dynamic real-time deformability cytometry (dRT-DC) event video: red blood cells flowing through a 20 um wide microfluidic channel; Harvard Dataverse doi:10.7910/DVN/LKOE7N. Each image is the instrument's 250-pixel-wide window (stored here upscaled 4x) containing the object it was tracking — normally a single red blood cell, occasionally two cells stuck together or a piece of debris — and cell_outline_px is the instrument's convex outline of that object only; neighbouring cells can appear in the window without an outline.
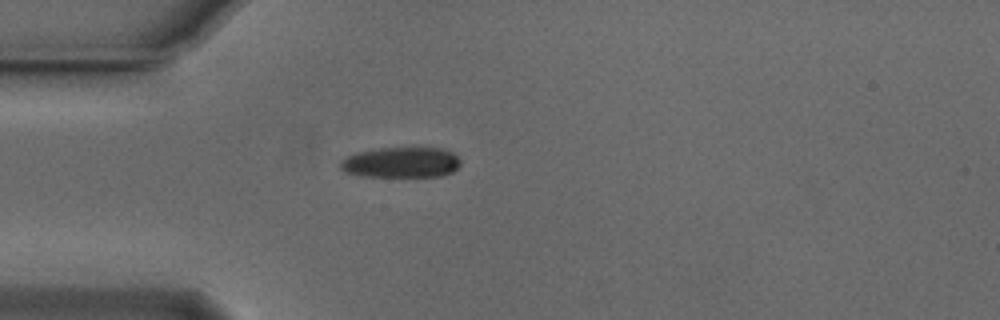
{"species": "Egyptian fruit bat (a non-hibernating species)", "species_latin": "Rousettus aegyptiacus", "temperature_condition": "cold", "stored_images_in_passage": 29, "camera_frame_rate_fps": 3000, "um_per_image_px": 0.085, "animal": {"sex": "male"}, "frame": {"image": 1, "passage_image": 1, "time_ms": 0.0, "image_size_px": [1000, 320], "cell_outline_px": [[460, 164], [452, 172], [440, 176], [364, 176], [344, 172], [340, 168], [340, 164], [348, 156], [356, 152], [380, 148], [444, 148], [452, 152], [460, 160]], "centroid_in_image_um": [34.11, 13.8], "position_along_channel_um": 50.9, "area_um2": 21.21}}
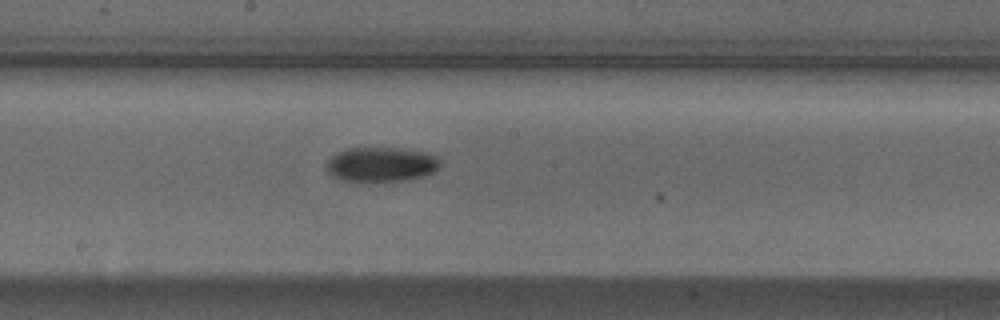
{"frame": {"image": 2, "passage_image": 15, "time_ms": 4.667, "image_size_px": [1000, 320], "cell_outline_px": [[440, 164], [432, 172], [424, 176], [404, 180], [340, 180], [332, 176], [328, 172], [328, 160], [336, 152], [348, 148], [396, 148], [432, 152], [440, 160]], "centroid_in_image_um": [32.42, 13.95], "position_along_channel_um": 215.8, "area_um2": 22.66}}
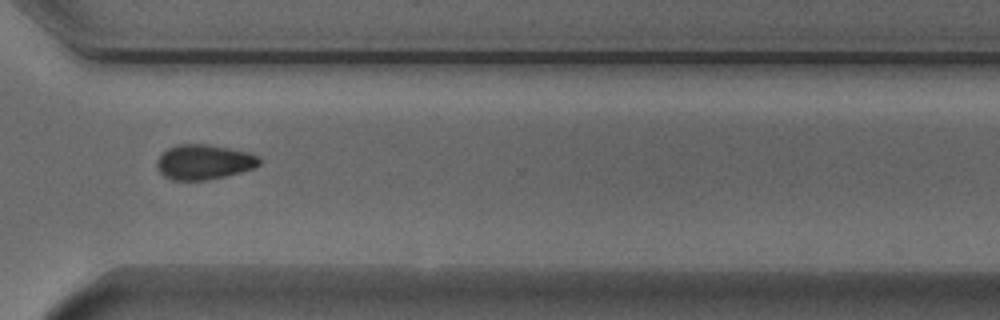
{"frame": {"image": 3, "passage_image": 26, "time_ms": 8.333, "image_size_px": [1000, 320], "cell_outline_px": [[260, 164], [252, 168], [240, 172], [224, 176], [204, 180], [172, 180], [164, 176], [156, 168], [156, 160], [168, 148], [176, 144], [208, 144], [248, 152], [260, 156]], "centroid_in_image_um": [17.31, 13.76], "position_along_channel_um": 353.3, "area_um2": 20.81}, "authors_computed_cell_mechanics": {"area_um2": 22.7154, "velocity_mm_per_s": 3.7491, "shape_relaxation_time_tau1_ms": 4.9808, "shape_relaxation_time_tau2_ms": null, "deformation_change_tau1": 0.1101, "deformation_change_tau2": null}}